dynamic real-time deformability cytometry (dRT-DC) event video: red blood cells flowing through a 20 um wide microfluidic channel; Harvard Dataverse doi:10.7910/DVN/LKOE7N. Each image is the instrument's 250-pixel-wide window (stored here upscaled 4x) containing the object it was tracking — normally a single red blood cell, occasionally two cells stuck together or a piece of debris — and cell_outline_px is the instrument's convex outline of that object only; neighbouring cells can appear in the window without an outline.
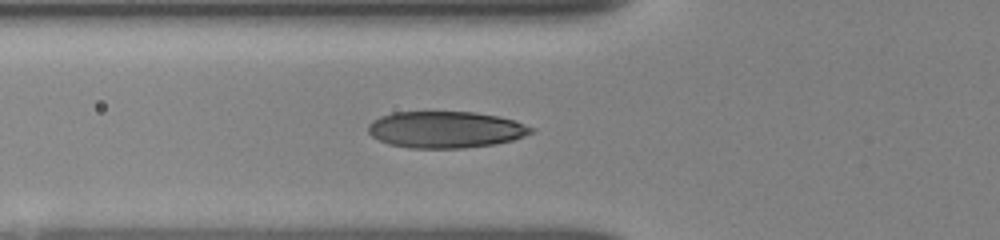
{"species": "human", "species_latin": "Homo sapiens", "temperature_condition": "room temperature", "stored_images_in_passage": 16, "camera_frame_rate_fps": 3000, "um_per_image_px": 0.085, "donor": {"sex": "female"}, "frame": {"image": 1, "passage_image": 14, "time_ms": 3.0, "image_size_px": [1000, 240], "cell_outline_px": [[536, 132], [512, 140], [496, 144], [464, 148], [408, 148], [388, 144], [372, 136], [368, 132], [368, 124], [372, 120], [380, 116], [392, 112], [476, 112], [500, 116], [536, 128]], "centroid_in_image_um": [37.89, 11.01], "position_along_channel_um": 87.9, "area_um2": 35.08}}